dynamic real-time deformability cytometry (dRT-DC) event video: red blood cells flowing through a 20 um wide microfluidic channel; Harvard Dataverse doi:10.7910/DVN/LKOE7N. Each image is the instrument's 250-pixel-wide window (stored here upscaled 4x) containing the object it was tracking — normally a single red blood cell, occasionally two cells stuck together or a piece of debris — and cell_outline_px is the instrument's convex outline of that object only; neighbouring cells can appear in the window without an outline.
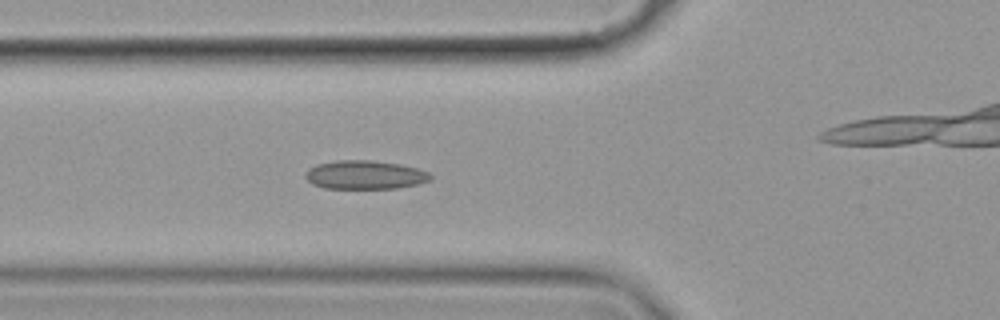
{"species": "common noctule bat (a hibernating species)", "species_latin": "Nyctalus noctula", "temperature_condition": "cold", "stored_images_in_passage": 30, "camera_frame_rate_fps": 3000, "um_per_image_px": 0.085, "animal": {"sex": "female", "body_mass_g": 19.9}, "frame": {"image": 1, "passage_image": 9, "time_ms": 2.667, "image_size_px": [1000, 320], "cell_outline_px": [[432, 180], [420, 184], [396, 188], [324, 188], [312, 184], [304, 176], [308, 168], [316, 164], [336, 160], [372, 160], [400, 164], [416, 168], [428, 172], [432, 176]], "centroid_in_image_um": [31.02, 14.86], "position_along_channel_um": 94.8, "area_um2": 21.04}}
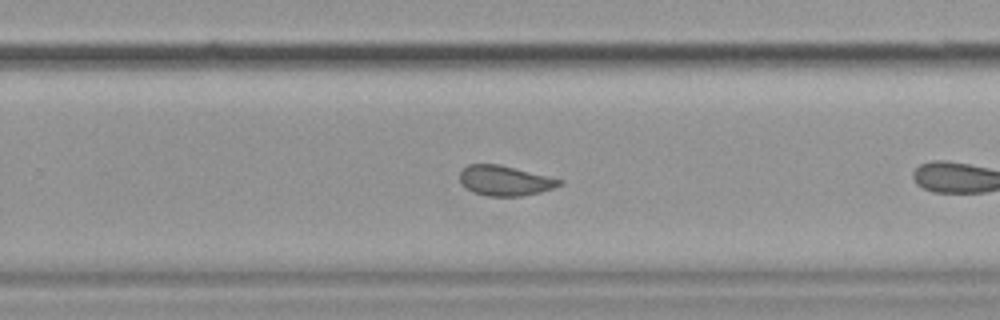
{"frame": {"image": 2, "passage_image": 22, "time_ms": 7.0, "image_size_px": [1000, 320], "cell_outline_px": [[564, 184], [540, 192], [524, 196], [488, 196], [472, 192], [460, 184], [460, 172], [468, 164], [500, 164], [564, 180]], "centroid_in_image_um": [42.92, 15.36], "position_along_channel_um": 286.9, "area_um2": 17.57}}
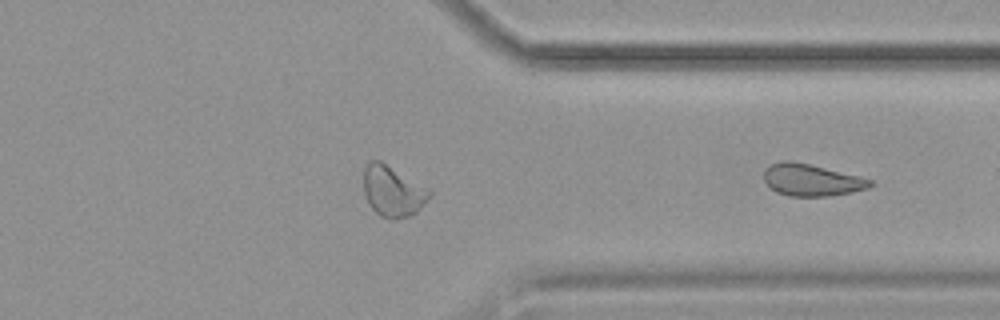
{"frame": {"image": 3, "passage_image": 30, "time_ms": 9.667, "image_size_px": [1000, 320], "cell_outline_px": [[872, 184], [868, 188], [852, 192], [828, 196], [788, 196], [776, 192], [764, 180], [764, 168], [780, 160], [788, 160], [808, 164], [860, 176], [872, 180]], "centroid_in_image_um": [68.96, 15.3], "position_along_channel_um": 342.4, "area_um2": 19.65}}